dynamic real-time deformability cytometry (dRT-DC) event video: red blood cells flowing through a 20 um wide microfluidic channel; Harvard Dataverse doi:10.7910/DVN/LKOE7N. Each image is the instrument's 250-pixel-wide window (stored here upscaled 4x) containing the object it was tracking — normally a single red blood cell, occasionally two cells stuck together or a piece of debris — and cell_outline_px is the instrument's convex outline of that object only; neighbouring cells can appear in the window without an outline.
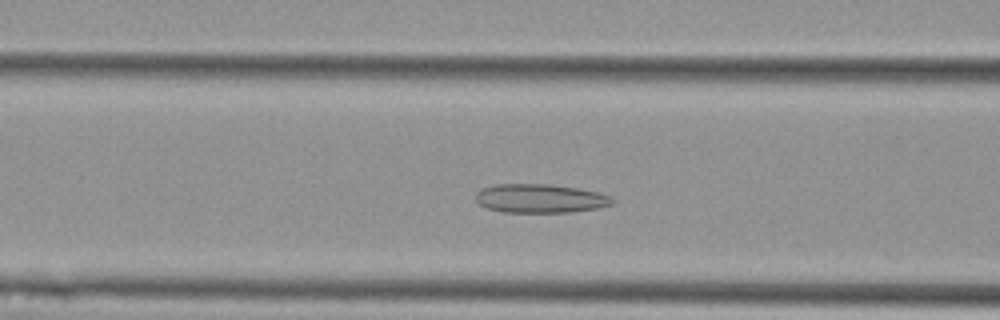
{"species": "Egyptian fruit bat (a non-hibernating species)", "species_latin": "Rousettus aegyptiacus", "temperature_condition": "cold", "stored_images_in_passage": 49, "camera_frame_rate_fps": 3000, "um_per_image_px": 0.085, "animal": {"sex": "female"}, "frame": {"image": 1, "passage_image": 15, "time_ms": 4.667, "image_size_px": [1000, 320], "cell_outline_px": [[616, 200], [612, 204], [596, 208], [572, 212], [504, 212], [488, 208], [480, 204], [476, 200], [476, 192], [480, 188], [496, 184], [548, 184], [576, 188], [600, 192], [612, 196]], "centroid_in_image_um": [45.93, 16.86], "position_along_channel_um": 120.7, "area_um2": 23.0}}
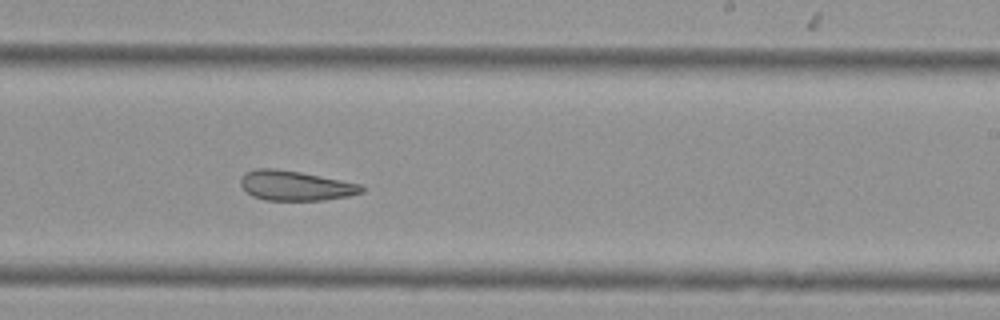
{"frame": {"image": 2, "passage_image": 27, "time_ms": 8.667, "image_size_px": [1000, 320], "cell_outline_px": [[364, 192], [348, 196], [324, 200], [264, 200], [252, 196], [240, 184], [240, 180], [244, 172], [256, 168], [272, 168], [300, 172], [360, 184], [364, 188]], "centroid_in_image_um": [25.08, 15.78], "position_along_channel_um": 263.9, "area_um2": 20.92}}
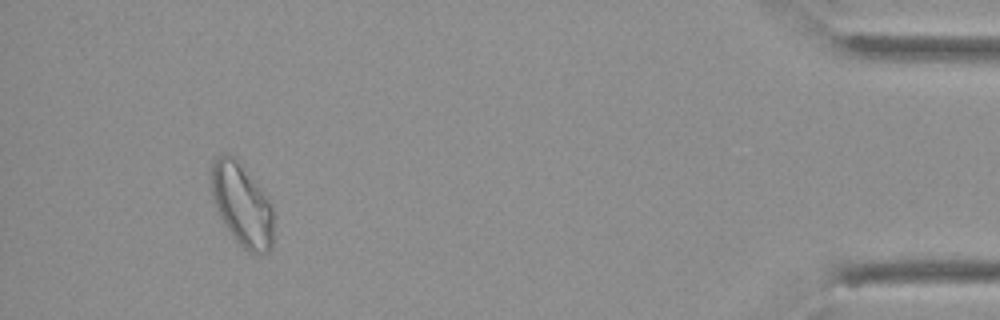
{"frame": {"image": 3, "passage_image": 45, "time_ms": 14.667, "image_size_px": [1000, 320], "cell_outline_px": [[276, 240], [272, 248], [268, 252], [260, 256], [248, 252], [236, 240], [224, 224], [216, 208], [212, 196], [208, 176], [208, 172], [216, 156], [224, 152], [232, 152], [264, 192], [272, 204]], "centroid_in_image_um": [20.58, 17.39], "position_along_channel_um": 414.6, "area_um2": 31.33}, "authors_computed_cell_mechanics": {"area_um2": 24.565, "velocity_mm_per_s": 3.5968, "shape_relaxation_time_tau1_ms": null, "shape_relaxation_time_tau2_ms": 4.5046, "deformation_change_tau1": null, "deformation_change_tau2": 0.1117}}